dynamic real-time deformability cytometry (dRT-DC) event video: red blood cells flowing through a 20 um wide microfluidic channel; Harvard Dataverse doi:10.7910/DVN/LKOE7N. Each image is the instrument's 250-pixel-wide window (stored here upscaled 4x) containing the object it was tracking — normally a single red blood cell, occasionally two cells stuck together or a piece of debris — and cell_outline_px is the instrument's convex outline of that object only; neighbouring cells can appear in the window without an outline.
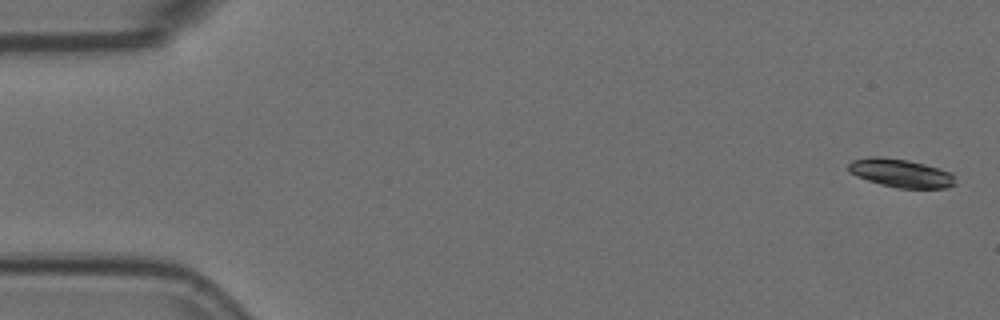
{"species": "Egyptian fruit bat (a non-hibernating species)", "species_latin": "Rousettus aegyptiacus", "temperature_condition": "room temperature", "stored_images_in_passage": 5, "camera_frame_rate_fps": 3000, "um_per_image_px": 0.085, "animal": {"sex": "female"}, "frame": {"image": 1, "passage_image": 1, "time_ms": 0.0, "image_size_px": [1000, 320], "cell_outline_px": [[956, 184], [948, 188], [896, 188], [880, 184], [856, 176], [848, 172], [848, 164], [852, 160], [872, 156], [876, 156], [908, 160], [924, 164], [952, 172]], "centroid_in_image_um": [76.56, 14.72], "position_along_channel_um": 8.4, "area_um2": 17.74}}